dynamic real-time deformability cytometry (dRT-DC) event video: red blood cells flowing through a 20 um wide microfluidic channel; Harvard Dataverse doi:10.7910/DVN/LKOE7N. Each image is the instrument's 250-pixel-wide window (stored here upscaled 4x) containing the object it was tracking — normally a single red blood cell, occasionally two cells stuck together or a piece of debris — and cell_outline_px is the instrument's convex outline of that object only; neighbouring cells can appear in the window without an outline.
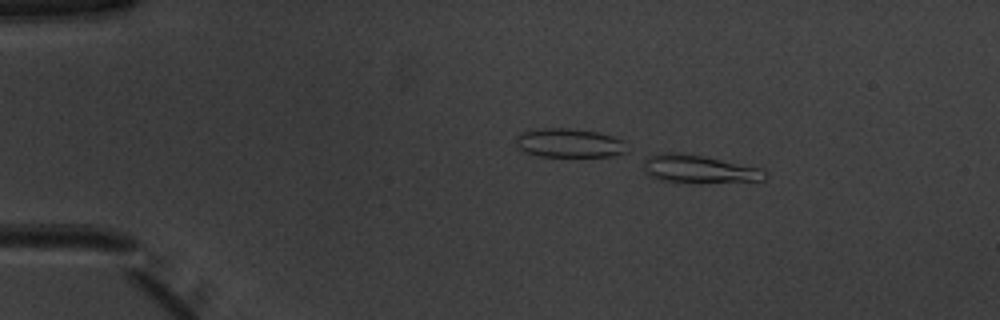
{"species": "common noctule bat (a hibernating species)", "species_latin": "Nyctalus noctula", "temperature_condition": "warm", "stored_images_in_passage": 8, "camera_frame_rate_fps": 3000, "um_per_image_px": 0.085, "animal": {"sex": "male", "body_mass_g": 20.1, "forearm_length_mm": 53.5}, "frame": {"image": 1, "passage_image": 8, "time_ms": 2.333, "image_size_px": [1000, 320], "cell_outline_px": [[768, 176], [764, 180], [688, 184], [660, 180], [644, 172], [644, 160], [656, 152], [672, 152], [704, 156], [764, 168], [768, 172]], "centroid_in_image_um": [59.46, 14.38], "position_along_channel_um": 25.5, "area_um2": 20.4}}